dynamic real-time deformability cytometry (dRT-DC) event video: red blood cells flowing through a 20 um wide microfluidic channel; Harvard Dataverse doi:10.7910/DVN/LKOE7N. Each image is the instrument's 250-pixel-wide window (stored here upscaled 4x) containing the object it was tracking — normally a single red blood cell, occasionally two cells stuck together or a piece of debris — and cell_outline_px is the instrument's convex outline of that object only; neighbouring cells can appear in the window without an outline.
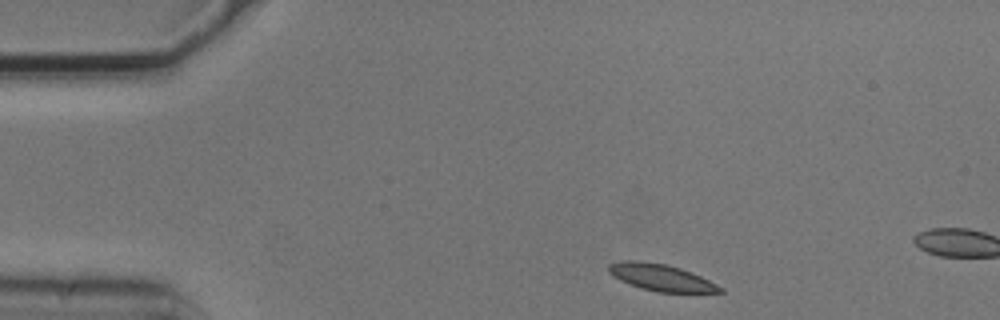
{"species": "common noctule bat (a hibernating species)", "species_latin": "Nyctalus noctula", "temperature_condition": "cold", "stored_images_in_passage": 3, "camera_frame_rate_fps": 3000, "um_per_image_px": 0.085, "animal": {"sex": "male", "body_mass_g": 20.5, "forearm_length_mm": 52.5}, "frame": {"image": 1, "passage_image": 1, "time_ms": 0.0, "image_size_px": [1000, 320], "cell_outline_px": [[724, 292], [656, 292], [640, 288], [628, 284], [620, 280], [608, 272], [608, 264], [624, 260], [636, 260], [664, 264], [680, 268], [692, 272], [724, 288]], "centroid_in_image_um": [56.16, 23.59], "position_along_channel_um": 28.8, "area_um2": 17.28}}